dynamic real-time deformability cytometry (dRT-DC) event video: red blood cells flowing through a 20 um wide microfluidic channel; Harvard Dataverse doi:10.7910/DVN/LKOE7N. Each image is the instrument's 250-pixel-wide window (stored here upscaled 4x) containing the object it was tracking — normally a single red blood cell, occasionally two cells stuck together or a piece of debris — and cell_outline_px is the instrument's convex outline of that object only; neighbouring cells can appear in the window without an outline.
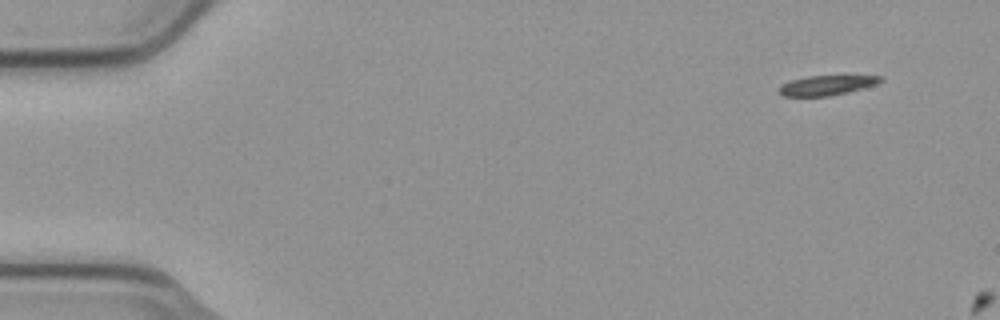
{"species": "common noctule bat (a hibernating species)", "species_latin": "Nyctalus noctula", "temperature_condition": "cold", "stored_images_in_passage": 3, "camera_frame_rate_fps": 3000, "um_per_image_px": 0.085, "animal": {"sex": "male", "body_mass_g": 23.1, "forearm_length_mm": 52.7}, "frame": {"image": 1, "passage_image": 1, "time_ms": 0.0, "image_size_px": [1000, 320], "cell_outline_px": [[884, 80], [876, 84], [848, 92], [828, 96], [784, 96], [780, 92], [780, 88], [784, 84], [792, 80], [808, 76], [884, 76]], "centroid_in_image_um": [70.32, 7.24], "position_along_channel_um": 14.7, "area_um2": 11.39}}